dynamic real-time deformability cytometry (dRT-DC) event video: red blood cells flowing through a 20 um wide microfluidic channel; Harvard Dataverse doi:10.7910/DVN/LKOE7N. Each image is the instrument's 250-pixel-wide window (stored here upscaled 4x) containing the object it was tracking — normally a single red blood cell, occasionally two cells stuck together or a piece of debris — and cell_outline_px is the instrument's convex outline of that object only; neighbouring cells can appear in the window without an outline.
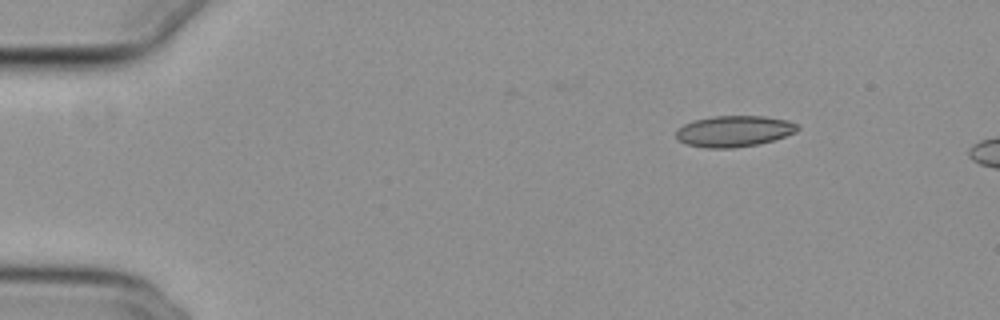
{"species": "common noctule bat (a hibernating species)", "species_latin": "Nyctalus noctula", "temperature_condition": "cold", "stored_images_in_passage": 5, "camera_frame_rate_fps": 3000, "um_per_image_px": 0.085, "animal": {"sex": "female", "body_mass_g": 29.2, "forearm_length_mm": 56.3}, "frame": {"image": 1, "passage_image": 1, "time_ms": 0.0, "image_size_px": [1000, 320], "cell_outline_px": [[800, 128], [796, 132], [772, 140], [756, 144], [732, 148], [704, 148], [688, 144], [680, 140], [676, 136], [676, 132], [684, 124], [696, 120], [712, 116], [764, 116], [788, 120], [796, 124]], "centroid_in_image_um": [62.41, 11.14], "position_along_channel_um": 22.6, "area_um2": 21.73}}